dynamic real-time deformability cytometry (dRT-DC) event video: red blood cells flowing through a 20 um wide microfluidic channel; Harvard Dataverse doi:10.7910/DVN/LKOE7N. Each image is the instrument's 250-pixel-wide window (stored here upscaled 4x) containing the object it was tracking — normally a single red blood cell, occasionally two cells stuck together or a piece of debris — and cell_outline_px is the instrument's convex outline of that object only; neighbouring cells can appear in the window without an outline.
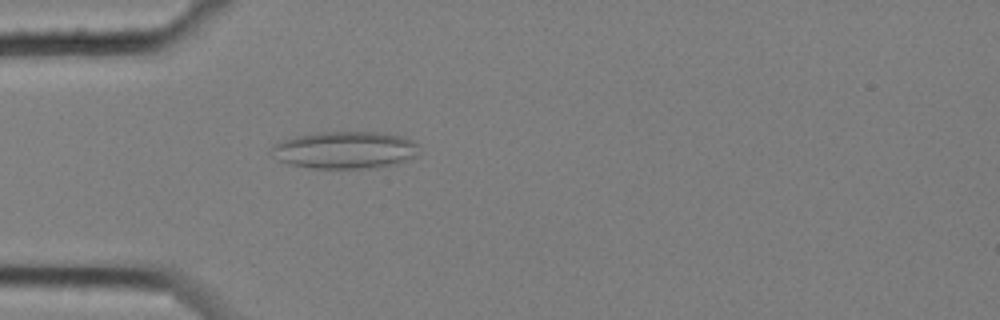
{"species": "common noctule bat (a hibernating species)", "species_latin": "Nyctalus noctula", "temperature_condition": "cold", "stored_images_in_passage": 4, "camera_frame_rate_fps": 3000, "um_per_image_px": 0.085, "animal": {"sex": "female", "body_mass_g": 25.1}, "frame": {"image": 1, "passage_image": 4, "time_ms": 1.0, "image_size_px": [1000, 320], "cell_outline_px": [[420, 152], [416, 156], [396, 164], [372, 168], [312, 168], [288, 164], [280, 160], [272, 148], [276, 144], [284, 140], [296, 136], [320, 132], [380, 132], [400, 136], [412, 140], [416, 144]], "centroid_in_image_um": [29.39, 12.75], "position_along_channel_um": 55.6, "area_um2": 31.67}}